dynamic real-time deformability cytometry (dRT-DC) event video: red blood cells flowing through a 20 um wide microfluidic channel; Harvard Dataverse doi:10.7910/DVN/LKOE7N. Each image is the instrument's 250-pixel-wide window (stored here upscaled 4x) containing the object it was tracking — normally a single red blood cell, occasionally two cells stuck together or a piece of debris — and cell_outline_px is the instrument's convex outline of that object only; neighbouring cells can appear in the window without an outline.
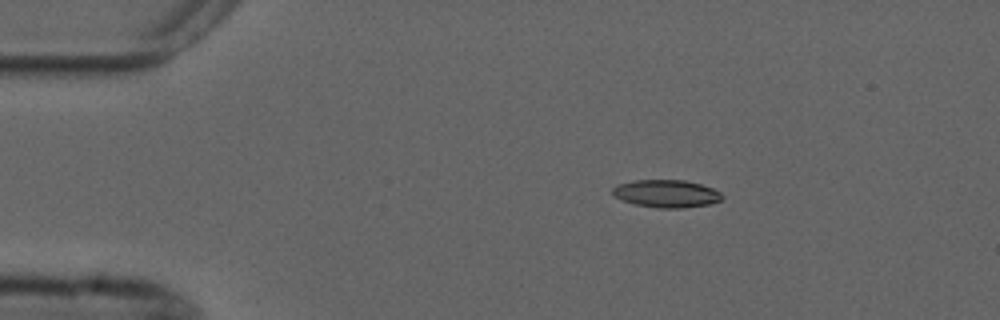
{"species": "common noctule bat (a hibernating species)", "species_latin": "Nyctalus noctula", "temperature_condition": "cold", "stored_images_in_passage": 4, "camera_frame_rate_fps": 3000, "um_per_image_px": 0.085, "animal": {"sex": "male", "forearm_length_mm": 52.5}, "frame": {"image": 1, "passage_image": 2, "time_ms": 1.333, "image_size_px": [1000, 320], "cell_outline_px": [[724, 196], [720, 200], [708, 204], [680, 208], [656, 208], [636, 204], [624, 200], [616, 196], [612, 192], [612, 188], [620, 184], [632, 180], [684, 180], [700, 184], [712, 188], [720, 192]], "centroid_in_image_um": [56.66, 16.45], "position_along_channel_um": 28.3, "area_um2": 17.4}}
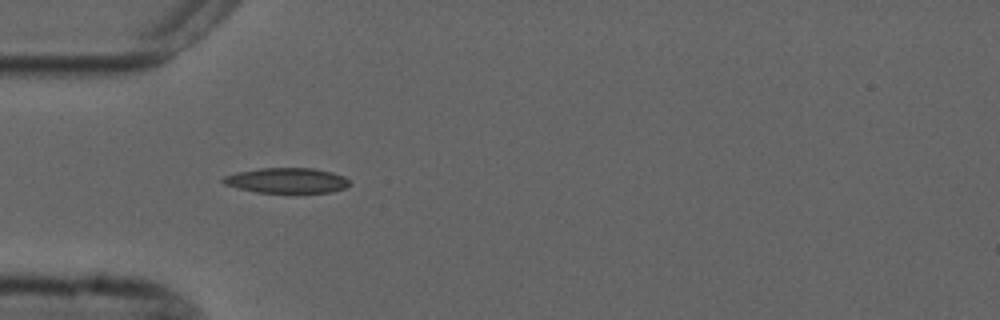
{"frame": {"image": 2, "passage_image": 4, "time_ms": 3.667, "image_size_px": [1000, 320], "cell_outline_px": [[348, 184], [344, 188], [332, 192], [296, 196], [256, 192], [236, 188], [224, 184], [220, 180], [224, 176], [236, 172], [260, 168], [312, 168], [332, 172], [344, 176], [348, 180]], "centroid_in_image_um": [24.36, 15.39], "position_along_channel_um": 60.6, "area_um2": 19.59}}